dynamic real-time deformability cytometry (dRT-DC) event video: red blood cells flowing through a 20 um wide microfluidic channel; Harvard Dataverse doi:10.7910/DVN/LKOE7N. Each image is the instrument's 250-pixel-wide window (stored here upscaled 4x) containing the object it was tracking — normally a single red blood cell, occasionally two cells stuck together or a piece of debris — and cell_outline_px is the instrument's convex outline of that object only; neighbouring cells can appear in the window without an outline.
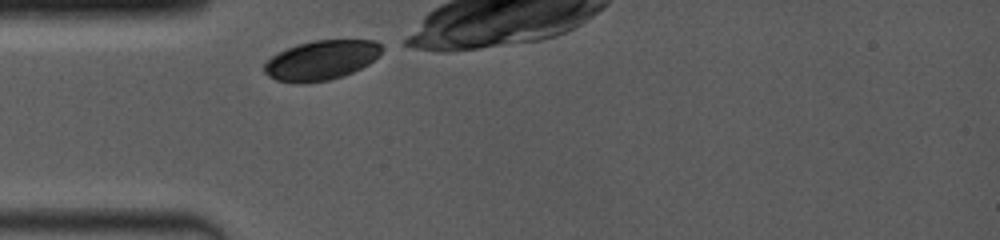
{"species": "common noctule bat (a hibernating species)", "species_latin": "Nyctalus noctula", "temperature_condition": "room temperature", "stored_images_in_passage": 26, "camera_frame_rate_fps": 4000, "um_per_image_px": 0.085, "animal": {"sex": "female", "body_mass_g": 19.0, "forearm_length_mm": 53.3}, "frame": {"image": 1, "passage_image": 1, "time_ms": 0.0, "image_size_px": [1000, 240], "cell_outline_px": [[384, 48], [368, 64], [352, 72], [328, 80], [276, 80], [268, 76], [264, 72], [264, 64], [272, 56], [288, 48], [300, 44], [316, 40], [376, 40]], "centroid_in_image_um": [27.34, 5.07], "position_along_channel_um": 57.7, "area_um2": 26.01}}
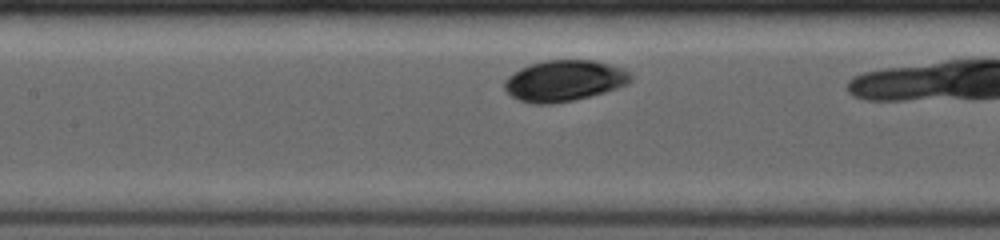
{"frame": {"image": 2, "passage_image": 12, "time_ms": 2.75, "image_size_px": [1000, 240], "cell_outline_px": [[632, 80], [628, 84], [604, 92], [572, 100], [552, 104], [536, 104], [520, 100], [512, 96], [504, 88], [504, 80], [508, 76], [520, 68], [544, 60], [592, 60], [624, 68], [632, 76]], "centroid_in_image_um": [47.96, 6.85], "position_along_channel_um": 159.4, "area_um2": 30.0}}
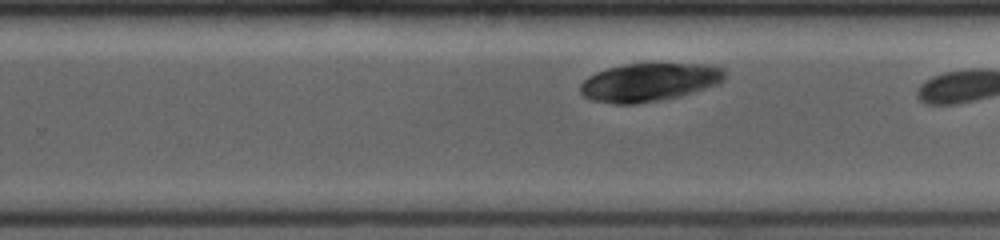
{"frame": {"image": 3, "passage_image": 24, "time_ms": 5.75, "image_size_px": [1000, 240], "cell_outline_px": [[728, 72], [724, 80], [716, 84], [680, 96], [664, 100], [636, 104], [616, 104], [592, 100], [584, 96], [580, 92], [580, 84], [588, 76], [596, 72], [608, 68], [624, 64], [708, 64], [724, 68]], "centroid_in_image_um": [55.19, 6.99], "position_along_channel_um": 274.6, "area_um2": 32.31}}